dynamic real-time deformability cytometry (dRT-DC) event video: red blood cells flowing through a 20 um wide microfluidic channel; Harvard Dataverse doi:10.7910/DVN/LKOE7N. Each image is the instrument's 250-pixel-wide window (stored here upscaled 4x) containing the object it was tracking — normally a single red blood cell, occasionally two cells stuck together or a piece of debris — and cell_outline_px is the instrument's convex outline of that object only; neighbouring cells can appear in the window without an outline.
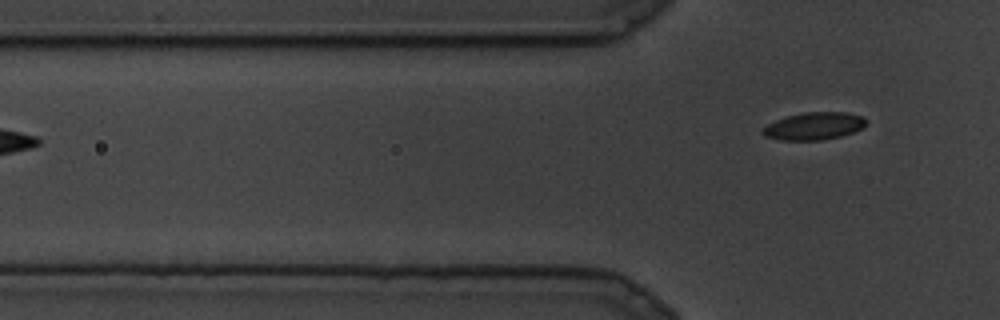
{"species": "common noctule bat (a hibernating species)", "species_latin": "Nyctalus noctula", "temperature_condition": "cold", "stored_images_in_passage": 5, "segment_of_instrument_passage": [2, 2], "camera_frame_rate_fps": 3000, "um_per_image_px": 0.085, "animal": {"sex": "male", "body_mass_g": 19.5, "forearm_length_mm": 54.6}, "frame": {"image": 1, "passage_image": 5, "time_ms": 1.333, "image_size_px": [1000, 320], "cell_outline_px": [[868, 120], [860, 128], [852, 132], [840, 136], [820, 140], [780, 140], [764, 136], [760, 132], [768, 124], [776, 120], [788, 116], [808, 112], [848, 112], [864, 116]], "centroid_in_image_um": [69.19, 10.71], "position_along_channel_um": 56.6, "area_um2": 16.42}}